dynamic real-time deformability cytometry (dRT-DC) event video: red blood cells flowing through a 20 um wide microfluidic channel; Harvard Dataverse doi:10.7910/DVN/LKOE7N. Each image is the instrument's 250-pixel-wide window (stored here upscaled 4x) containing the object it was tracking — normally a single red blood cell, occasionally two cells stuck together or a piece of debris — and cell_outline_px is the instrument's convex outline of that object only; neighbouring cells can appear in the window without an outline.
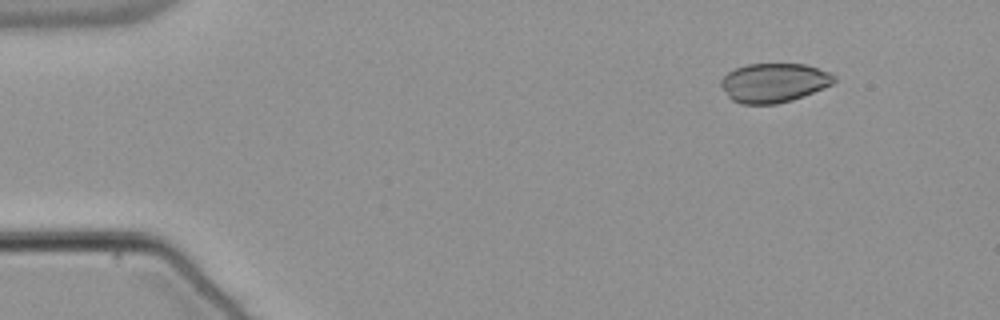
{"species": "common noctule bat (a hibernating species)", "species_latin": "Nyctalus noctula", "temperature_condition": "warm", "stored_images_in_passage": 49, "camera_frame_rate_fps": 3000, "um_per_image_px": 0.085, "animal": {"sex": "male", "body_mass_g": 21.5, "forearm_length_mm": 52.0}, "frame": {"image": 1, "passage_image": 1, "time_ms": 0.0, "image_size_px": [1000, 320], "cell_outline_px": [[836, 80], [832, 84], [824, 88], [792, 100], [776, 104], [740, 104], [732, 100], [728, 96], [720, 84], [720, 80], [728, 72], [736, 68], [748, 64], [804, 64], [832, 72], [836, 76]], "centroid_in_image_um": [65.8, 7.03], "position_along_channel_um": 19.2, "area_um2": 25.89}}
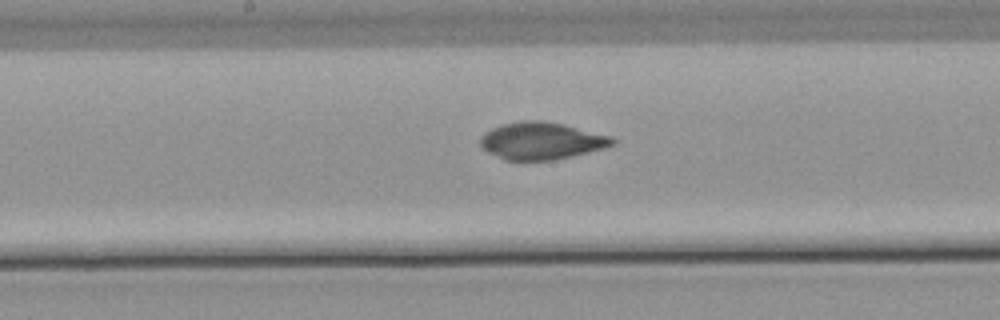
{"frame": {"image": 2, "passage_image": 23, "time_ms": 7.333, "image_size_px": [1000, 320], "cell_outline_px": [[616, 144], [604, 148], [572, 156], [552, 160], [504, 160], [488, 152], [480, 144], [480, 136], [484, 132], [500, 124], [520, 120], [540, 120], [564, 124], [612, 136], [616, 140]], "centroid_in_image_um": [46.02, 11.96], "position_along_channel_um": 202.2, "area_um2": 28.84}}
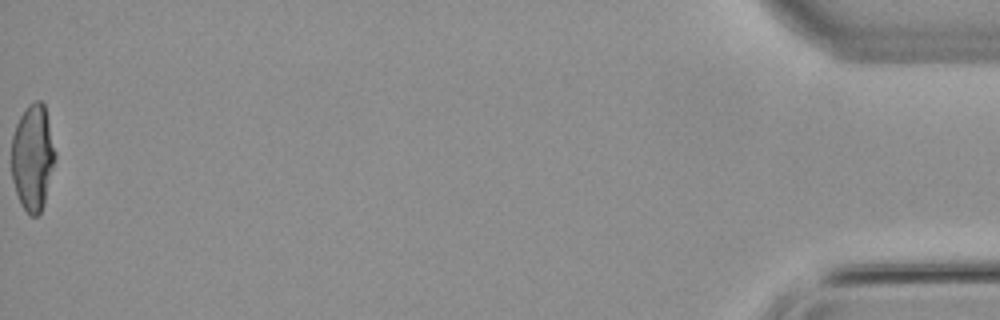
{"frame": {"image": 3, "passage_image": 49, "time_ms": 16.0, "image_size_px": [1000, 320], "cell_outline_px": [[56, 156], [44, 204], [40, 212], [36, 216], [28, 216], [20, 204], [12, 180], [12, 136], [16, 124], [20, 116], [28, 104], [36, 100], [40, 100], [44, 104], [56, 152]], "centroid_in_image_um": [2.78, 13.4], "position_along_channel_um": 432.4, "area_um2": 27.11}, "authors_computed_cell_mechanics": {"area_um2": 27.9174, "velocity_mm_per_s": 3.8311, "shape_relaxation_time_tau1_ms": null, "shape_relaxation_time_tau2_ms": 2.1034, "deformation_change_tau1": null, "deformation_change_tau2": 0.0455}}